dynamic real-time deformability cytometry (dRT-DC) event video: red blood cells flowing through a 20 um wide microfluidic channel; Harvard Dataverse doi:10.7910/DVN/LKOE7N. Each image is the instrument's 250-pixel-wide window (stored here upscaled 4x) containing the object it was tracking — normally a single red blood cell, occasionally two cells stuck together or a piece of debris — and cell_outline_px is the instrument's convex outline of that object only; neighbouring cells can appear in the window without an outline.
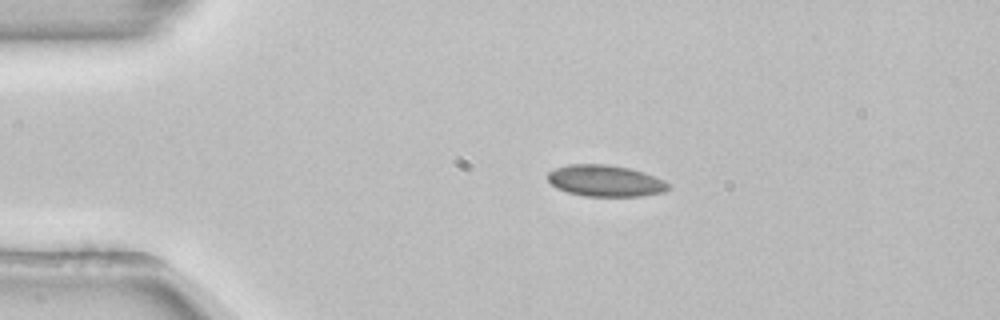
{"species": "common noctule bat (a hibernating species)", "species_latin": "Nyctalus noctula", "temperature_condition": "room temperature", "stored_images_in_passage": 52, "camera_frame_rate_fps": 3000, "um_per_image_px": 0.085, "animal": {"sex": "female", "body_mass_g": 22.7, "forearm_length_mm": 54.2}, "frame": {"image": 1, "passage_image": 10, "time_ms": 3.0, "image_size_px": [1000, 320], "cell_outline_px": [[668, 188], [664, 192], [644, 196], [584, 196], [568, 192], [556, 188], [548, 180], [548, 172], [556, 168], [568, 164], [608, 164], [628, 168], [644, 172], [664, 180], [668, 184]], "centroid_in_image_um": [51.45, 15.37], "position_along_channel_um": 33.6, "area_um2": 22.08}}
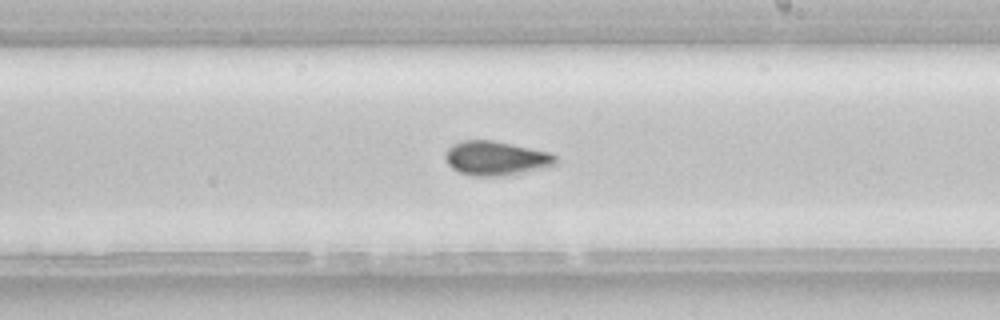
{"frame": {"image": 2, "passage_image": 30, "time_ms": 9.667, "image_size_px": [1000, 320], "cell_outline_px": [[556, 164], [540, 168], [500, 176], [476, 176], [460, 172], [452, 168], [448, 164], [444, 156], [444, 152], [452, 144], [460, 140], [492, 140], [552, 152], [556, 156]], "centroid_in_image_um": [42.11, 13.43], "position_along_channel_um": 246.9, "area_um2": 21.91}}
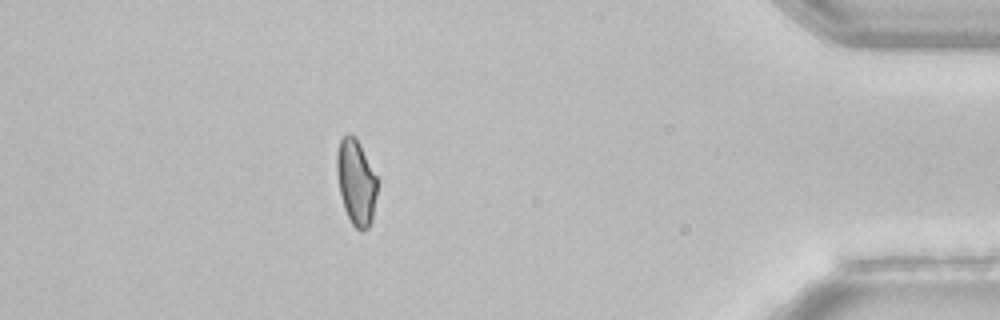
{"frame": {"image": 3, "passage_image": 46, "time_ms": 15.0, "image_size_px": [1000, 320], "cell_outline_px": [[376, 196], [372, 220], [368, 228], [360, 232], [352, 224], [344, 208], [340, 196], [336, 172], [336, 152], [340, 140], [348, 132], [356, 136], [376, 176]], "centroid_in_image_um": [30.24, 15.47], "position_along_channel_um": 405.0, "area_um2": 20.23}, "authors_computed_cell_mechanics": {"area_um2": 21.7328, "velocity_mm_per_s": 3.8788, "shape_relaxation_time_tau1_ms": null, "shape_relaxation_time_tau2_ms": 2.4785, "deformation_change_tau1": null, "deformation_change_tau2": 0.0623}}